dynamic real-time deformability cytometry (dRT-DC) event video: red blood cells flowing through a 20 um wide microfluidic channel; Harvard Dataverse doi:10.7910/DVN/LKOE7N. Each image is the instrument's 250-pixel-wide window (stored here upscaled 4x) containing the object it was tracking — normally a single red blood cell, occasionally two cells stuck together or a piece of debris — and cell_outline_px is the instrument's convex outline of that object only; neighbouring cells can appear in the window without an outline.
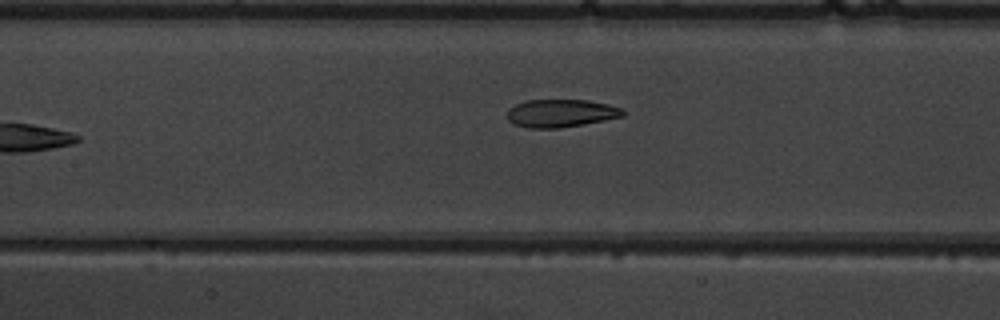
{"species": "common noctule bat (a hibernating species)", "species_latin": "Nyctalus noctula", "temperature_condition": "warm", "stored_images_in_passage": 8, "camera_frame_rate_fps": 3000, "um_per_image_px": 0.085, "animal": {"sex": "male", "body_mass_g": 19.5, "forearm_length_mm": 54.6}, "frame": {"image": 1, "passage_image": 7, "time_ms": 8.0, "image_size_px": [1000, 320], "cell_outline_px": [[624, 116], [584, 124], [556, 128], [528, 128], [512, 124], [508, 120], [508, 108], [516, 104], [528, 100], [588, 100], [608, 104], [620, 108], [624, 112]], "centroid_in_image_um": [47.64, 9.62], "position_along_channel_um": 159.8, "area_um2": 18.73}}
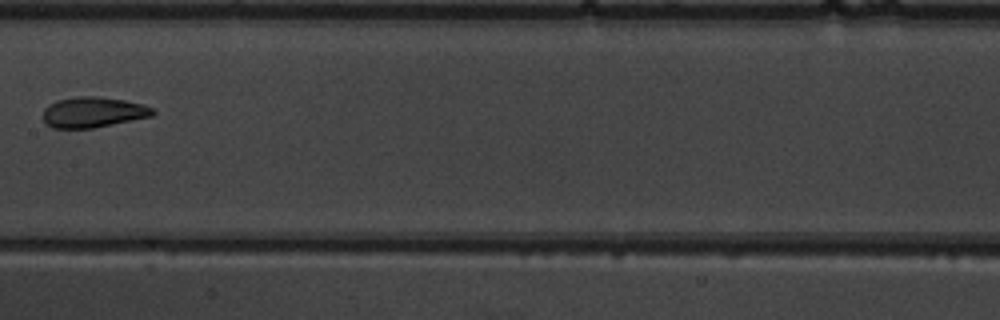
{"frame": {"image": 2, "passage_image": 8, "time_ms": 9.0, "image_size_px": [1000, 320], "cell_outline_px": [[156, 112], [152, 116], [92, 128], [52, 128], [44, 120], [44, 108], [48, 104], [60, 100], [76, 96], [96, 96], [124, 100], [144, 104], [152, 108]], "centroid_in_image_um": [7.92, 9.53], "position_along_channel_um": 199.5, "area_um2": 19.36}}